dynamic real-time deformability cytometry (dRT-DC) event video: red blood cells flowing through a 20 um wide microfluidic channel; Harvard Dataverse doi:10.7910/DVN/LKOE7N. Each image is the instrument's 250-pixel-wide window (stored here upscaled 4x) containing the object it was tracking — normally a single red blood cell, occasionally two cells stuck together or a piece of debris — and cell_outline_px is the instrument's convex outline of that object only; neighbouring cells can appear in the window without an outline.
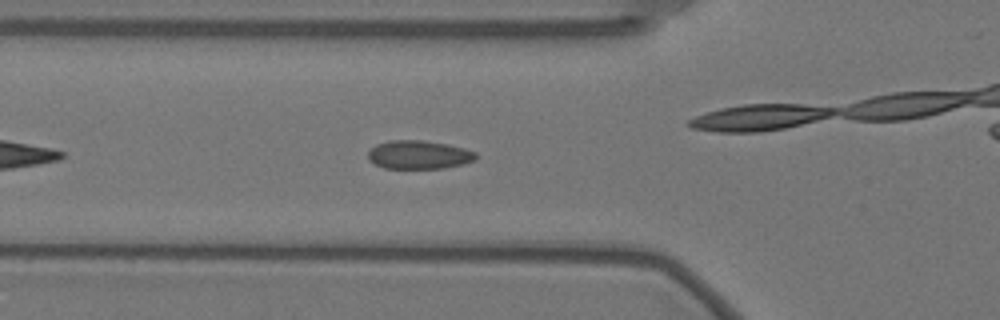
{"species": "Egyptian fruit bat (a non-hibernating species)", "species_latin": "Rousettus aegyptiacus", "temperature_condition": "warm", "stored_images_in_passage": 45, "camera_frame_rate_fps": 3000, "um_per_image_px": 0.085, "animal": {"sex": "female"}, "frame": {"image": 1, "passage_image": 7, "time_ms": 2.0, "image_size_px": [1000, 320], "cell_outline_px": [[476, 160], [464, 164], [444, 168], [384, 168], [368, 160], [368, 152], [376, 144], [388, 140], [424, 140], [448, 144], [464, 148], [476, 152]], "centroid_in_image_um": [35.61, 13.15], "position_along_channel_um": 90.2, "area_um2": 18.03}, "authors_computed_cell_mechanics": {"area_um2": 17.629, "velocity_mm_per_s": 3.5289, "shape_relaxation_time_tau1_ms": 6.2794, "shape_relaxation_time_tau2_ms": null, "deformation_change_tau1": 0.1232, "deformation_change_tau2": null}}